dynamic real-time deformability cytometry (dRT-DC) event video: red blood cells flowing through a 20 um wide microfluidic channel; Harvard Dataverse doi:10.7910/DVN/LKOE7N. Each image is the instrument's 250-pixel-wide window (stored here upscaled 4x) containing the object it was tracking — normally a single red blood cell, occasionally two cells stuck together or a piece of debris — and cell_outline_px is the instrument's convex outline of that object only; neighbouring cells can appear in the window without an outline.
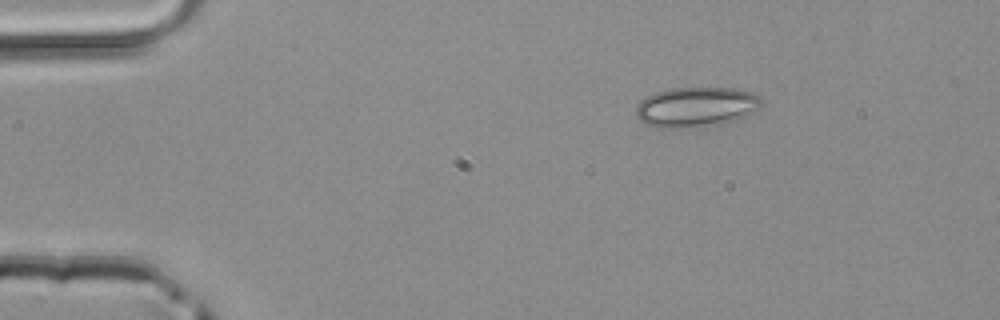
{"species": "common noctule bat (a hibernating species)", "species_latin": "Nyctalus noctula", "temperature_condition": "room temperature", "stored_images_in_passage": 9, "camera_frame_rate_fps": 3000, "um_per_image_px": 0.085, "animal": {"sex": "male", "body_mass_g": 20.4}, "frame": {"image": 1, "passage_image": 1, "time_ms": 0.0, "image_size_px": [1000, 320], "cell_outline_px": [[764, 104], [744, 116], [736, 120], [724, 124], [700, 128], [656, 128], [644, 124], [636, 116], [636, 104], [640, 100], [656, 92], [668, 88], [736, 88], [752, 92], [760, 96]], "centroid_in_image_um": [59.15, 9.11], "position_along_channel_um": 25.8, "area_um2": 29.88}}